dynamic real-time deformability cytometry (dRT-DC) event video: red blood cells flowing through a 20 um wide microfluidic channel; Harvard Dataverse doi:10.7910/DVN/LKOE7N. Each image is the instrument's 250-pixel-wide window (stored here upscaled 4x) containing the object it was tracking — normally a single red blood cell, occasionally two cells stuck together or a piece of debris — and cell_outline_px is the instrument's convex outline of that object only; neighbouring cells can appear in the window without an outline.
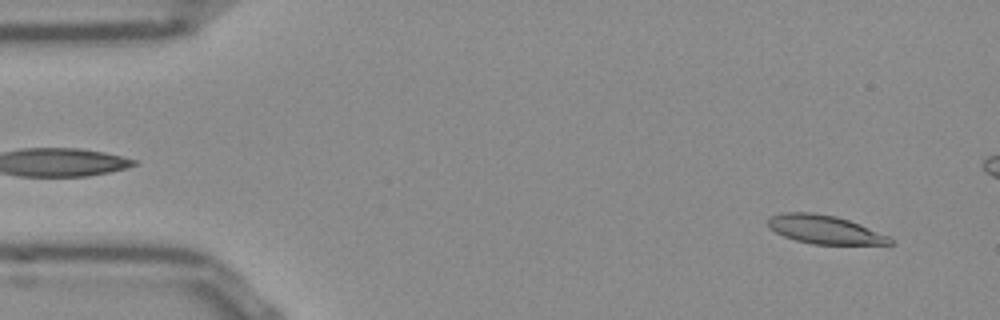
{"species": "Egyptian fruit bat (a non-hibernating species)", "species_latin": "Rousettus aegyptiacus", "temperature_condition": "room temperature", "stored_images_in_passage": 53, "camera_frame_rate_fps": 3000, "um_per_image_px": 0.085, "frame": {"image": 1, "passage_image": 3, "time_ms": 0.667, "image_size_px": [1000, 320], "cell_outline_px": [[896, 244], [812, 244], [796, 240], [784, 236], [768, 228], [768, 220], [772, 216], [788, 212], [812, 212], [836, 216], [848, 220], [888, 236]], "centroid_in_image_um": [70.07, 19.51], "position_along_channel_um": 14.9, "area_um2": 19.94}}
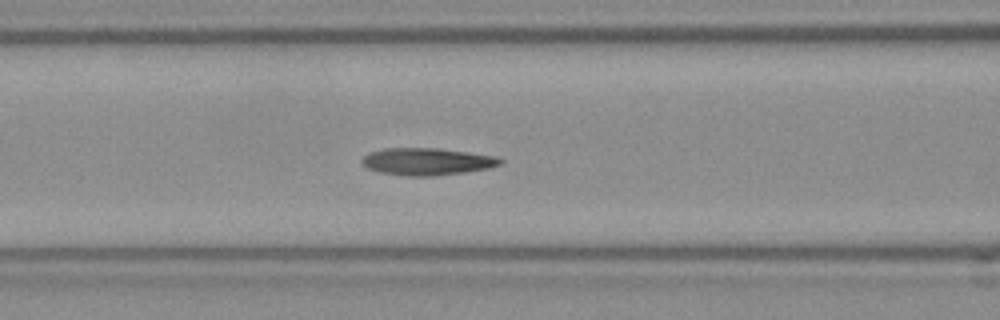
{"frame": {"image": 2, "passage_image": 20, "time_ms": 6.333, "image_size_px": [1000, 320], "cell_outline_px": [[504, 160], [500, 164], [488, 168], [464, 172], [432, 176], [408, 176], [380, 172], [368, 168], [360, 160], [364, 156], [372, 152], [384, 148], [436, 148], [468, 152], [496, 156]], "centroid_in_image_um": [36.31, 13.73], "position_along_channel_um": 130.3, "area_um2": 21.68}}
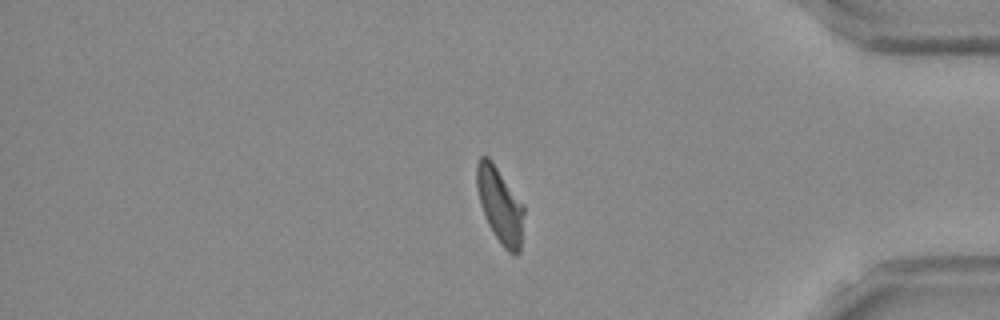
{"frame": {"image": 3, "passage_image": 43, "time_ms": 14.0, "image_size_px": [1000, 320], "cell_outline_px": [[524, 212], [520, 252], [516, 256], [508, 252], [500, 244], [488, 224], [480, 204], [476, 184], [476, 164], [480, 156], [488, 156], [492, 160], [524, 204]], "centroid_in_image_um": [42.5, 17.44], "position_along_channel_um": 392.7, "area_um2": 21.04}, "authors_computed_cell_mechanics": {"area_um2": 21.0392, "velocity_mm_per_s": 3.8132, "shape_relaxation_time_tau1_ms": 8.6971, "shape_relaxation_time_tau2_ms": 2.0211, "deformation_change_tau1": 0.2588, "deformation_change_tau2": 0.1008}}